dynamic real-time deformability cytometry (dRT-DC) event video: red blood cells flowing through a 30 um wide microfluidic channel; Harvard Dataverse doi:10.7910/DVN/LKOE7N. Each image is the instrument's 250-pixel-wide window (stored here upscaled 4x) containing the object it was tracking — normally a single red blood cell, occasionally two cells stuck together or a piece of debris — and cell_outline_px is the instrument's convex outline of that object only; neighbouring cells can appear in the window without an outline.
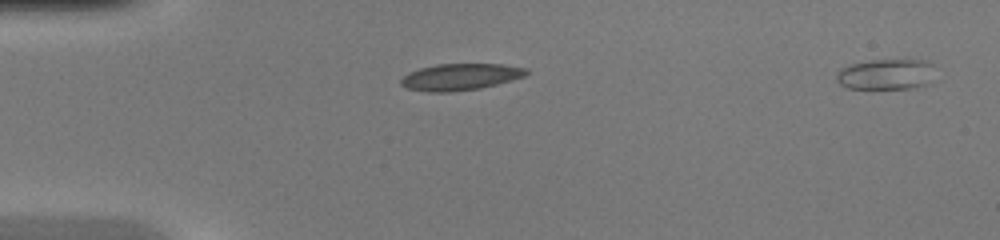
{"species": "common noctule bat (a hibernating species)", "species_latin": "Nyctalus noctula", "temperature_condition": "warm", "stored_images_in_passage": 34, "camera_frame_rate_fps": 3000, "um_per_image_px": 0.085, "animal": {"sex": "female", "body_mass_g": 20.0, "forearm_length_mm": 54.0}, "frame": {"image": 1, "passage_image": 1, "time_ms": 0.0, "image_size_px": [1000, 240], "cell_outline_px": [[528, 72], [524, 76], [512, 80], [480, 88], [448, 92], [428, 92], [408, 88], [400, 84], [400, 80], [408, 72], [420, 68], [436, 64], [500, 64], [528, 68]], "centroid_in_image_um": [39.11, 6.53], "position_along_channel_um": 45.9, "area_um2": 19.36}}
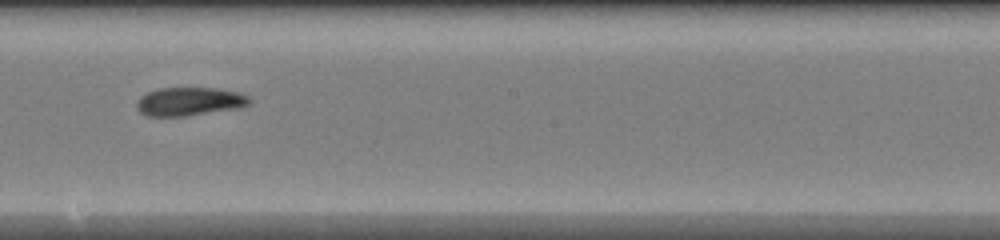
{"frame": {"image": 2, "passage_image": 15, "time_ms": 4.667, "image_size_px": [1000, 240], "cell_outline_px": [[252, 104], [240, 108], [188, 116], [148, 116], [140, 112], [136, 108], [136, 104], [140, 96], [156, 88], [216, 88], [240, 92], [248, 96], [252, 100]], "centroid_in_image_um": [16.14, 8.63], "position_along_channel_um": 232.1, "area_um2": 19.02}}
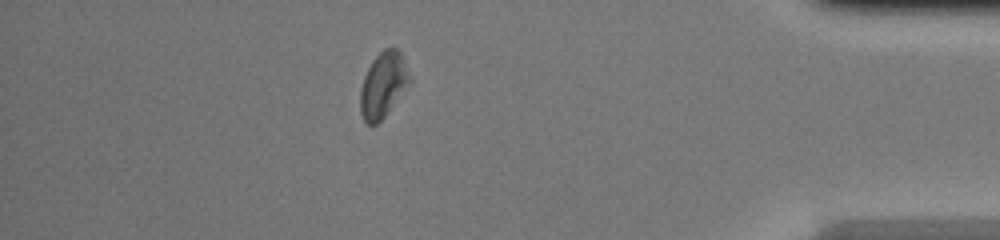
{"frame": {"image": 3, "passage_image": 29, "time_ms": 9.333, "image_size_px": [1000, 240], "cell_outline_px": [[412, 80], [384, 116], [376, 124], [368, 124], [364, 120], [360, 112], [360, 88], [364, 76], [372, 60], [384, 48], [396, 48], [400, 52]], "centroid_in_image_um": [32.55, 7.2], "position_along_channel_um": 402.6, "area_um2": 18.5}}